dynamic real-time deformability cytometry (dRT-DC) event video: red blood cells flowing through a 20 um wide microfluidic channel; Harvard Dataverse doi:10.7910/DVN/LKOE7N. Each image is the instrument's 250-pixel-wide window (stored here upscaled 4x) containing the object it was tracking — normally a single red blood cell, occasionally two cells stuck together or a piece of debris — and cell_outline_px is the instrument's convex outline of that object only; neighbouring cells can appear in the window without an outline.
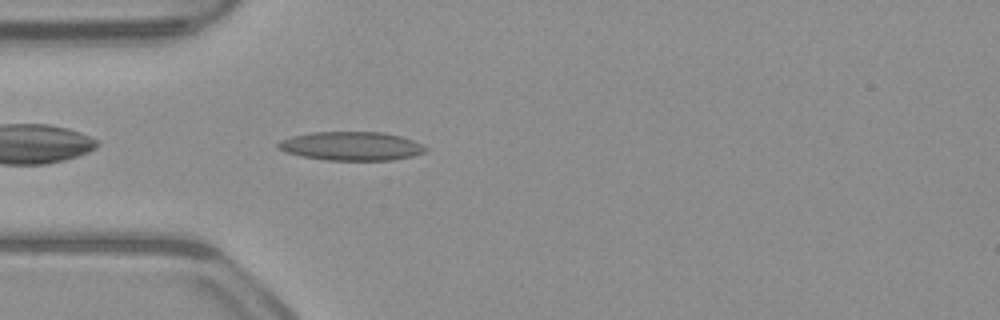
{"species": "common noctule bat (a hibernating species)", "species_latin": "Nyctalus noctula", "temperature_condition": "warm", "stored_images_in_passage": 39, "camera_frame_rate_fps": 3000, "um_per_image_px": 0.085, "animal": {"sex": "male", "body_mass_g": 23.1, "forearm_length_mm": 52.7}, "frame": {"image": 1, "passage_image": 2, "time_ms": 0.333, "image_size_px": [1000, 320], "cell_outline_px": [[428, 148], [424, 152], [412, 156], [392, 160], [328, 160], [300, 156], [284, 152], [276, 148], [276, 144], [280, 140], [292, 136], [312, 132], [384, 132], [400, 136], [412, 140]], "centroid_in_image_um": [29.81, 12.42], "position_along_channel_um": 55.2, "area_um2": 24.74}}
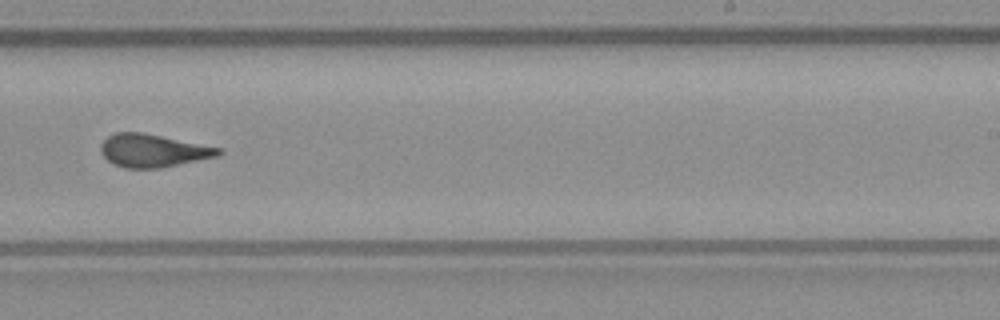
{"frame": {"image": 2, "passage_image": 19, "time_ms": 6.0, "image_size_px": [1000, 320], "cell_outline_px": [[224, 152], [220, 156], [160, 168], [124, 168], [112, 164], [100, 152], [100, 144], [108, 136], [116, 132], [140, 132], [224, 148]], "centroid_in_image_um": [13.03, 12.81], "position_along_channel_um": 276.0, "area_um2": 22.77}}
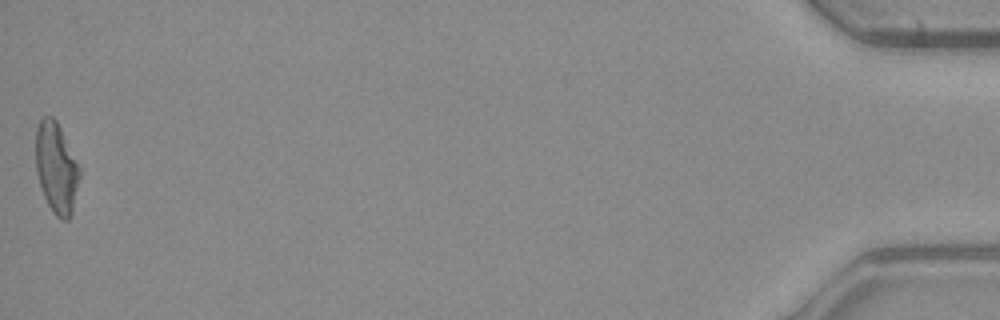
{"frame": {"image": 3, "passage_image": 39, "time_ms": 12.667, "image_size_px": [1000, 320], "cell_outline_px": [[80, 176], [72, 212], [68, 220], [60, 220], [52, 212], [44, 196], [36, 172], [36, 128], [40, 120], [44, 116], [52, 116], [56, 120], [80, 168]], "centroid_in_image_um": [4.78, 14.29], "position_along_channel_um": 430.4, "area_um2": 23.0}, "authors_computed_cell_mechanics": {"area_um2": 22.6576, "velocity_mm_per_s": 3.9617, "shape_relaxation_time_tau1_ms": null, "shape_relaxation_time_tau2_ms": 1.9017, "deformation_change_tau1": null, "deformation_change_tau2": 0.1048}}